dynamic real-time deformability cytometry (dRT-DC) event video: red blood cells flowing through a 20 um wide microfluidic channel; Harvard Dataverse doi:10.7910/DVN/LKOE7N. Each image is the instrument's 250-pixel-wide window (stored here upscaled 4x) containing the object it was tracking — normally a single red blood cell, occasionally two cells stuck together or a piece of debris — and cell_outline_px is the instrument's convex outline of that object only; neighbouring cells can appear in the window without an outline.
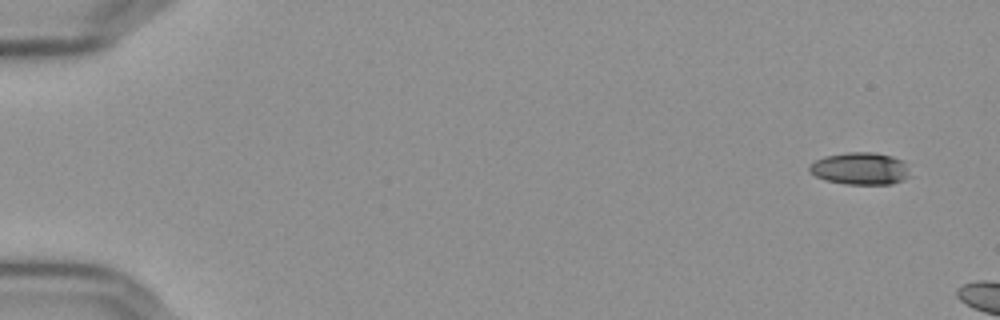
{"species": "Egyptian fruit bat (a non-hibernating species)", "species_latin": "Rousettus aegyptiacus", "temperature_condition": "cold", "stored_images_in_passage": 3, "camera_frame_rate_fps": 3000, "um_per_image_px": 0.085, "frame": {"image": 1, "passage_image": 1, "time_ms": 0.0, "image_size_px": [1000, 320], "cell_outline_px": [[908, 176], [892, 184], [844, 184], [828, 180], [816, 176], [808, 168], [816, 160], [824, 156], [848, 152], [876, 152], [892, 156], [904, 160], [908, 164]], "centroid_in_image_um": [73.15, 14.31], "position_along_channel_um": 11.8, "area_um2": 18.79}}